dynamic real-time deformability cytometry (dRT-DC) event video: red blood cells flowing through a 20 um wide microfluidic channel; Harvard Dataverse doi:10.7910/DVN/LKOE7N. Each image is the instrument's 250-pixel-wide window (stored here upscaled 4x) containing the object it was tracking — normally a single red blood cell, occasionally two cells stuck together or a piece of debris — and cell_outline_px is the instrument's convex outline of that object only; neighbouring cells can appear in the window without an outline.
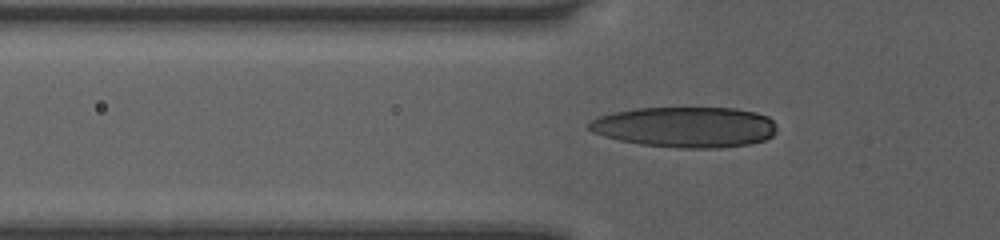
{"species": "human", "species_latin": "Homo sapiens", "temperature_condition": "room temperature", "stored_images_in_passage": 30, "camera_frame_rate_fps": 3000, "um_per_image_px": 0.085, "donor": {"sex": "female"}, "frame": {"image": 1, "passage_image": 3, "time_ms": 0.667, "image_size_px": [1000, 240], "cell_outline_px": [[776, 132], [772, 136], [764, 140], [748, 144], [720, 148], [680, 148], [640, 144], [620, 140], [604, 136], [592, 132], [588, 128], [588, 124], [592, 120], [600, 116], [612, 112], [636, 108], [736, 108], [756, 112], [768, 116], [776, 124]], "centroid_in_image_um": [58.27, 10.8], "position_along_channel_um": 67.5, "area_um2": 44.56}}
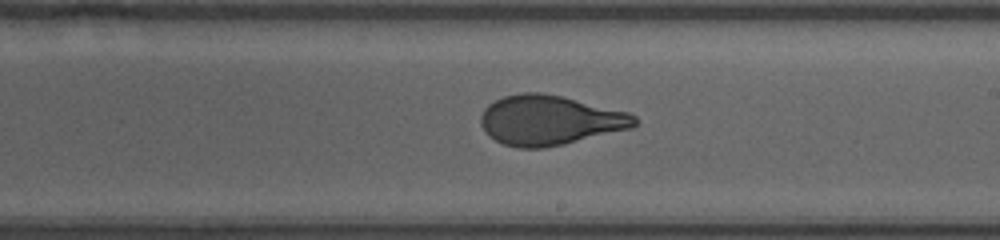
{"frame": {"image": 2, "passage_image": 16, "time_ms": 5.0, "image_size_px": [1000, 240], "cell_outline_px": [[636, 124], [632, 128], [564, 144], [544, 148], [520, 148], [504, 144], [488, 136], [480, 124], [480, 116], [484, 108], [488, 104], [504, 96], [524, 92], [540, 92], [564, 96], [628, 112], [636, 116]], "centroid_in_image_um": [46.71, 10.21], "position_along_channel_um": 242.3, "area_um2": 44.74}}
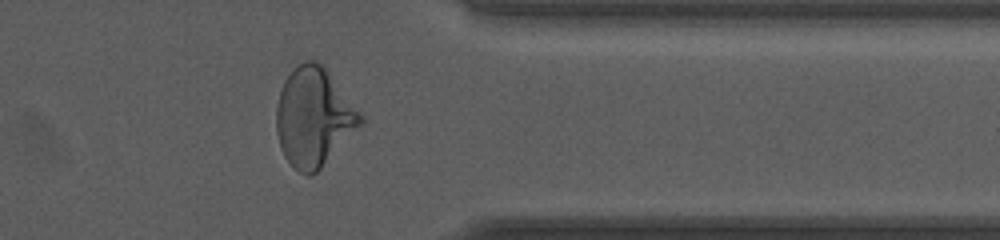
{"frame": {"image": 3, "passage_image": 27, "time_ms": 8.667, "image_size_px": [1000, 240], "cell_outline_px": [[364, 120], [320, 168], [312, 176], [308, 176], [292, 168], [284, 156], [280, 148], [276, 132], [276, 104], [284, 80], [304, 60], [316, 60], [328, 72], [364, 116]], "centroid_in_image_um": [26.63, 9.98], "position_along_channel_um": 384.8, "area_um2": 47.69}, "authors_computed_cell_mechanics": {"area_um2": 44.4193, "velocity_mm_per_s": 4.0686, "shape_relaxation_time_tau1_ms": 4.405, "shape_relaxation_time_tau2_ms": 0.7559, "deformation_change_tau1": 0.2132, "deformation_change_tau2": 0.0755}}